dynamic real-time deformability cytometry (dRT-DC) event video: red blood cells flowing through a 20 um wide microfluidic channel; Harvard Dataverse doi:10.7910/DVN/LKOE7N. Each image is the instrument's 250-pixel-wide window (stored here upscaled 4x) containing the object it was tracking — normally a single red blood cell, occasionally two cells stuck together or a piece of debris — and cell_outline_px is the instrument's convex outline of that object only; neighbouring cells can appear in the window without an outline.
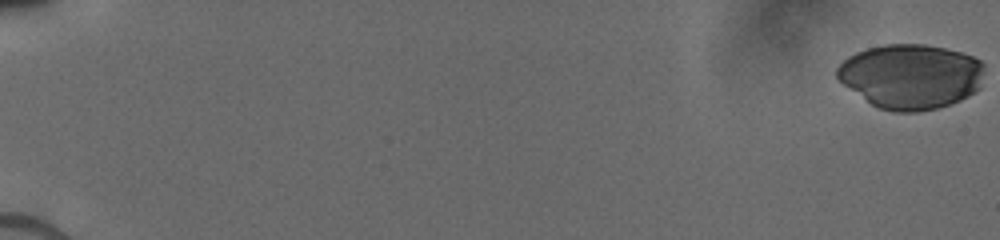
{"species": "human", "species_latin": "Homo sapiens", "temperature_condition": "cold", "stored_images_in_passage": 45, "camera_frame_rate_fps": 3000, "um_per_image_px": 0.085, "donor": {"sex": "male"}, "frame": {"image": 1, "passage_image": 1, "time_ms": 0.0, "image_size_px": [1000, 240], "cell_outline_px": [[984, 68], [980, 88], [968, 96], [960, 100], [936, 108], [916, 112], [892, 112], [876, 108], [844, 84], [836, 76], [836, 68], [848, 56], [856, 52], [868, 48], [884, 44], [924, 44], [944, 48], [960, 52], [972, 56], [980, 60], [984, 64]], "centroid_in_image_um": [77.42, 6.49], "position_along_channel_um": 7.6, "area_um2": 55.66}}